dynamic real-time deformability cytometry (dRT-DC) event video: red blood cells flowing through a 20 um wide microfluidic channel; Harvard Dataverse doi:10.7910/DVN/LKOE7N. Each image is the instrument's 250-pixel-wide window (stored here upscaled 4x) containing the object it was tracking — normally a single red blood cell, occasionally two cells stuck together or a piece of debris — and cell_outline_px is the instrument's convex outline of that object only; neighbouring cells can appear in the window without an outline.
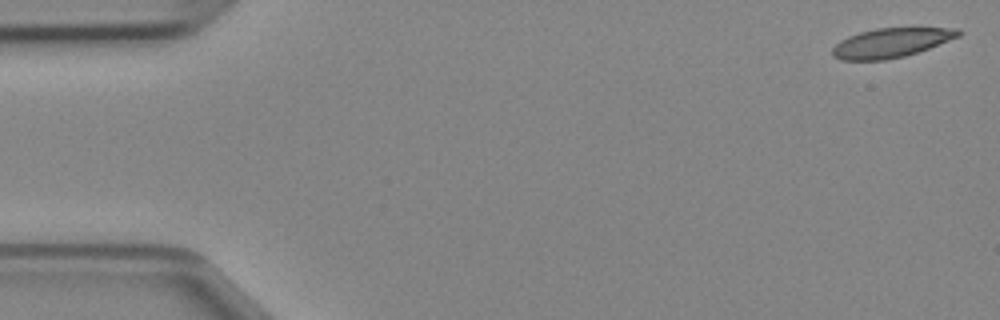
{"species": "Egyptian fruit bat (a non-hibernating species)", "species_latin": "Rousettus aegyptiacus", "temperature_condition": "cold", "stored_images_in_passage": 11, "camera_frame_rate_fps": 3000, "um_per_image_px": 0.085, "animal": {"sex": "female"}, "frame": {"image": 1, "passage_image": 1, "time_ms": 0.0, "image_size_px": [1000, 320], "cell_outline_px": [[960, 36], [928, 48], [904, 56], [884, 60], [840, 60], [832, 56], [832, 48], [840, 40], [848, 36], [860, 32], [876, 28], [960, 28]], "centroid_in_image_um": [75.7, 3.64], "position_along_channel_um": 9.3, "area_um2": 21.39}}